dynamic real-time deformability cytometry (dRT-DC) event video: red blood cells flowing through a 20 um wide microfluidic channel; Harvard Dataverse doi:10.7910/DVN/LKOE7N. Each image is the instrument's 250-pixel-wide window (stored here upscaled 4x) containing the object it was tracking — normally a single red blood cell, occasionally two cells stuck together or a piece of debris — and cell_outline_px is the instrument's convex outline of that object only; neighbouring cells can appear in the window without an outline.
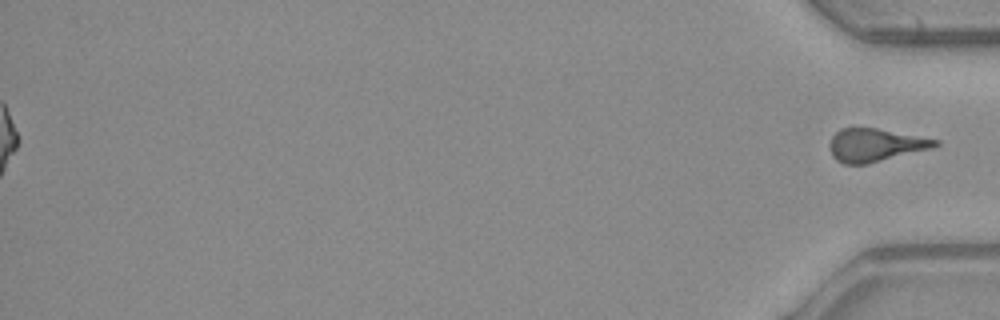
{"species": "common noctule bat (a hibernating species)", "species_latin": "Nyctalus noctula", "temperature_condition": "warm", "stored_images_in_passage": 53, "segment_of_instrument_passage": [2, 2], "camera_frame_rate_fps": 3000, "um_per_image_px": 0.085, "animal": {"sex": "male", "body_mass_g": 23.1, "forearm_length_mm": 52.7}, "frame": {"image": 1, "passage_image": 53, "time_ms": 17.333, "image_size_px": [1000, 320], "cell_outline_px": [[940, 144], [932, 148], [868, 164], [844, 164], [836, 160], [832, 156], [828, 144], [832, 136], [840, 128], [876, 128], [940, 140]], "centroid_in_image_um": [74.38, 12.33], "position_along_channel_um": 360.8, "area_um2": 20.35}}